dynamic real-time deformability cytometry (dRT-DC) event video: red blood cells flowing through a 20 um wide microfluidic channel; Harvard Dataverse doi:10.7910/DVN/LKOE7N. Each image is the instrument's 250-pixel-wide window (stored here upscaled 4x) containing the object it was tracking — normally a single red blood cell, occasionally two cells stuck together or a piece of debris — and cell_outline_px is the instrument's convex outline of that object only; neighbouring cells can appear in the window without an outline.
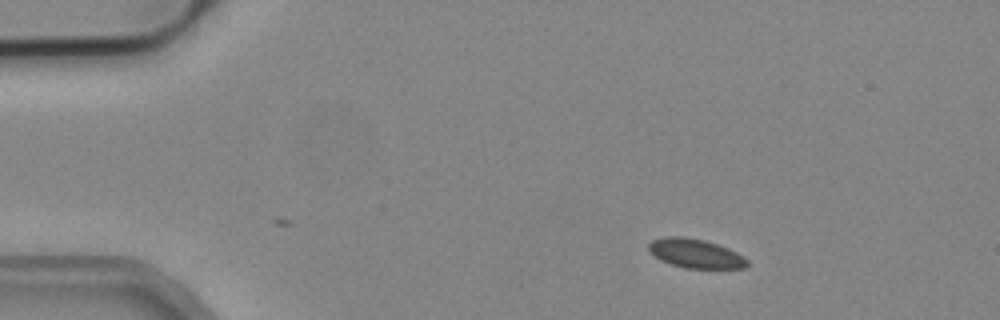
{"species": "common noctule bat (a hibernating species)", "species_latin": "Nyctalus noctula", "temperature_condition": "cold", "stored_images_in_passage": 2, "camera_frame_rate_fps": 3000, "um_per_image_px": 0.085, "animal": {"sex": "male", "body_mass_g": 19.2, "forearm_length_mm": 51.8}, "frame": {"image": 1, "passage_image": 2, "time_ms": 0.333, "image_size_px": [1000, 320], "cell_outline_px": [[748, 264], [744, 268], [684, 268], [660, 260], [648, 248], [648, 244], [652, 240], [664, 236], [680, 236], [704, 240], [728, 248], [744, 256], [748, 260]], "centroid_in_image_um": [59.12, 21.54], "position_along_channel_um": 25.9, "area_um2": 16.59}}